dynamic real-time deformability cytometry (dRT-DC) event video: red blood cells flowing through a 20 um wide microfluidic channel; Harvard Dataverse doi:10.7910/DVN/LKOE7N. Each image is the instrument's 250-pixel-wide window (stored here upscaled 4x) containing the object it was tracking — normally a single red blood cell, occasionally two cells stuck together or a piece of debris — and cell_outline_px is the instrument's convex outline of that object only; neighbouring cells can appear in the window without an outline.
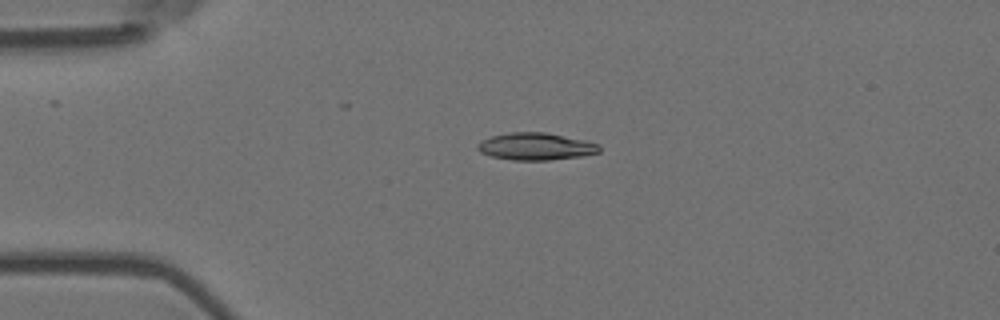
{"species": "Egyptian fruit bat (a non-hibernating species)", "species_latin": "Rousettus aegyptiacus", "temperature_condition": "room temperature", "stored_images_in_passage": 6, "camera_frame_rate_fps": 3000, "um_per_image_px": 0.085, "animal": {"sex": "female"}, "frame": {"image": 1, "passage_image": 4, "time_ms": 1.0, "image_size_px": [1000, 320], "cell_outline_px": [[600, 152], [580, 156], [548, 160], [512, 160], [492, 156], [480, 152], [476, 148], [476, 144], [480, 140], [492, 136], [508, 132], [544, 132], [584, 140], [600, 144]], "centroid_in_image_um": [45.51, 12.44], "position_along_channel_um": 39.5, "area_um2": 19.31}}
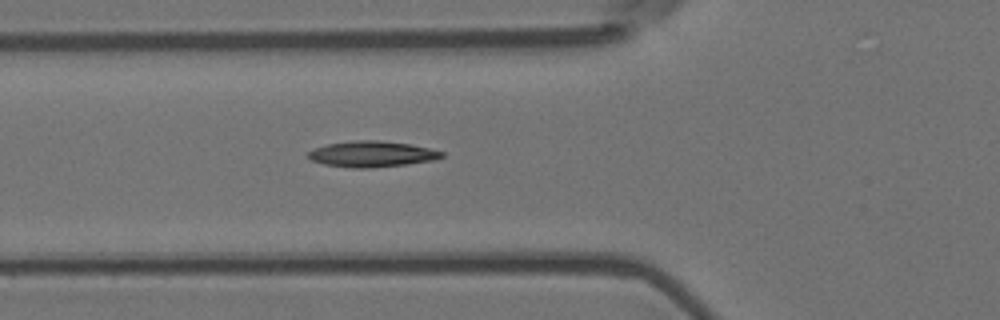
{"frame": {"image": 2, "passage_image": 6, "time_ms": 1.667, "image_size_px": [1000, 320], "cell_outline_px": [[444, 156], [436, 160], [404, 164], [368, 168], [352, 168], [324, 164], [312, 160], [308, 156], [308, 152], [316, 148], [328, 144], [356, 140], [380, 140], [408, 144], [428, 148], [444, 152]], "centroid_in_image_um": [31.63, 13.09], "position_along_channel_um": 94.2, "area_um2": 19.88}}